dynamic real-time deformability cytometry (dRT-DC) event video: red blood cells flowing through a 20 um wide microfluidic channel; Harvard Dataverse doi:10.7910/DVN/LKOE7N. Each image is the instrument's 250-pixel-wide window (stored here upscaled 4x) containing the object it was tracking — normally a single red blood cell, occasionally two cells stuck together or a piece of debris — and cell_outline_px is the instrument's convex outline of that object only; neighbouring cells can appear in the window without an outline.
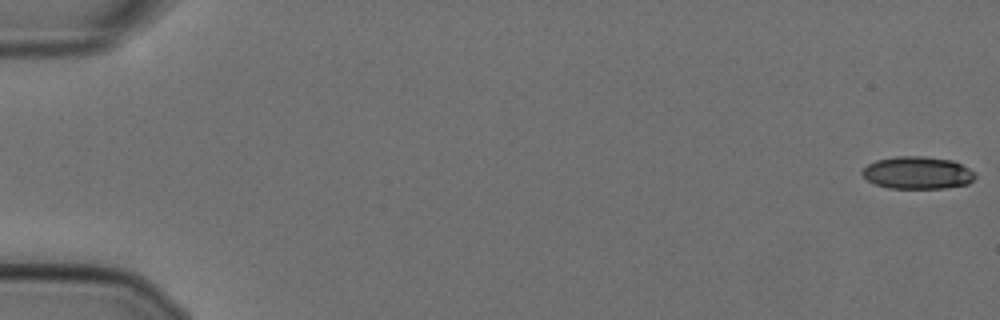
{"species": "Egyptian fruit bat (a non-hibernating species)", "species_latin": "Rousettus aegyptiacus", "temperature_condition": "cold", "stored_images_in_passage": 57, "camera_frame_rate_fps": 3000, "um_per_image_px": 0.085, "animal": {"sex": "female"}, "frame": {"image": 1, "passage_image": 1, "time_ms": 0.0, "image_size_px": [1000, 320], "cell_outline_px": [[976, 176], [968, 184], [944, 188], [888, 188], [876, 184], [868, 180], [860, 172], [868, 164], [876, 160], [896, 156], [924, 156], [952, 160], [976, 172]], "centroid_in_image_um": [77.99, 14.68], "position_along_channel_um": 7.0, "area_um2": 21.33}}
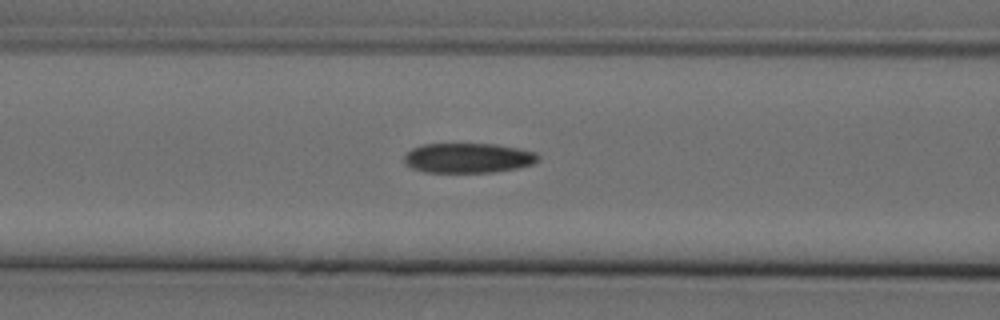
{"frame": {"image": 2, "passage_image": 24, "time_ms": 7.667, "image_size_px": [1000, 320], "cell_outline_px": [[540, 160], [532, 164], [516, 168], [492, 172], [424, 172], [412, 168], [404, 164], [404, 156], [412, 148], [424, 144], [496, 144], [520, 148], [536, 152], [540, 156]], "centroid_in_image_um": [39.8, 13.42], "position_along_channel_um": 126.8, "area_um2": 23.41}}
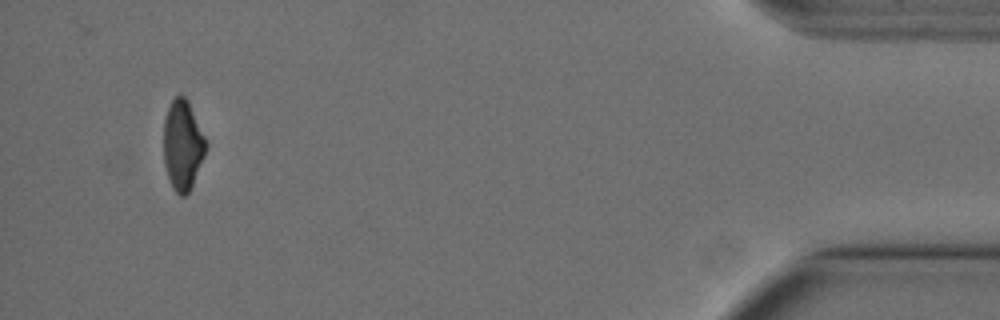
{"frame": {"image": 3, "passage_image": 54, "time_ms": 17.667, "image_size_px": [1000, 320], "cell_outline_px": [[208, 144], [204, 156], [192, 188], [184, 196], [180, 196], [172, 188], [164, 164], [164, 120], [168, 108], [172, 100], [176, 96], [184, 96], [188, 100], [208, 140]], "centroid_in_image_um": [15.56, 12.34], "position_along_channel_um": 419.6, "area_um2": 22.43}, "authors_computed_cell_mechanics": {"area_um2": 23.5246, "velocity_mm_per_s": 3.628, "shape_relaxation_time_tau1_ms": null, "shape_relaxation_time_tau2_ms": 2.8105, "deformation_change_tau1": null, "deformation_change_tau2": 0.0815}}